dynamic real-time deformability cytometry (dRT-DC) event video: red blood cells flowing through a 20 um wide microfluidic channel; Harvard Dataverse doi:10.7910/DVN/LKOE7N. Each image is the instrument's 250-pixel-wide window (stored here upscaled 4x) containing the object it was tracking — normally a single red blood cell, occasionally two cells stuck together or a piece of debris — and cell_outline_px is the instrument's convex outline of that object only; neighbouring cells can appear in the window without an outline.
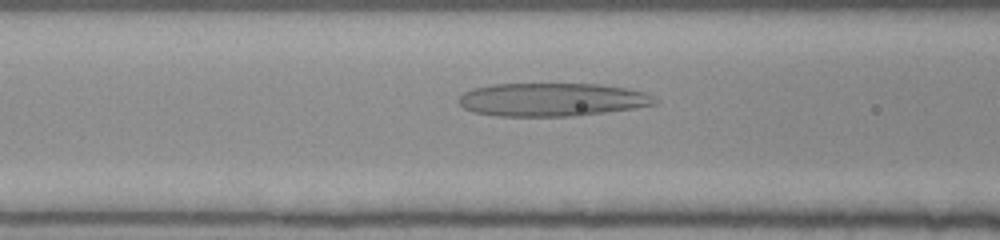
{"species": "human", "species_latin": "Homo sapiens", "temperature_condition": "room temperature", "stored_images_in_passage": 51, "camera_frame_rate_fps": 3000, "um_per_image_px": 0.085, "donor": {"sex": "female"}, "frame": {"image": 1, "passage_image": 19, "time_ms": 6.0, "image_size_px": [1000, 240], "cell_outline_px": [[656, 104], [632, 108], [576, 116], [496, 116], [472, 112], [464, 108], [460, 104], [460, 96], [464, 92], [472, 88], [492, 84], [600, 84], [624, 88], [644, 92], [652, 96], [656, 100]], "centroid_in_image_um": [46.87, 8.47], "position_along_channel_um": 119.7, "area_um2": 37.86}}
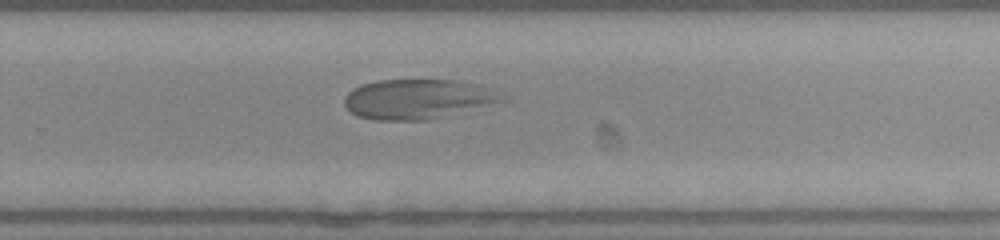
{"frame": {"image": 2, "passage_image": 33, "time_ms": 10.667, "image_size_px": [1000, 240], "cell_outline_px": [[500, 100], [428, 120], [376, 120], [356, 116], [344, 104], [344, 96], [352, 88], [360, 84], [376, 80], [460, 80], [480, 84], [492, 88]], "centroid_in_image_um": [35.35, 8.4], "position_along_channel_um": 294.5, "area_um2": 35.84}}
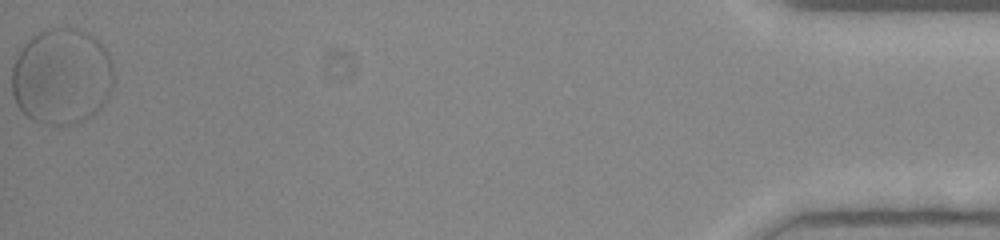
{"frame": {"image": 3, "passage_image": 51, "time_ms": 16.667, "image_size_px": [1000, 240], "cell_outline_px": [[112, 84], [104, 104], [96, 112], [80, 124], [44, 124], [32, 120], [16, 104], [12, 92], [12, 68], [24, 44], [32, 36], [40, 32], [52, 28], [80, 28], [88, 32], [108, 52], [112, 60]], "centroid_in_image_um": [5.25, 6.51], "position_along_channel_um": 430.0, "area_um2": 57.11}}